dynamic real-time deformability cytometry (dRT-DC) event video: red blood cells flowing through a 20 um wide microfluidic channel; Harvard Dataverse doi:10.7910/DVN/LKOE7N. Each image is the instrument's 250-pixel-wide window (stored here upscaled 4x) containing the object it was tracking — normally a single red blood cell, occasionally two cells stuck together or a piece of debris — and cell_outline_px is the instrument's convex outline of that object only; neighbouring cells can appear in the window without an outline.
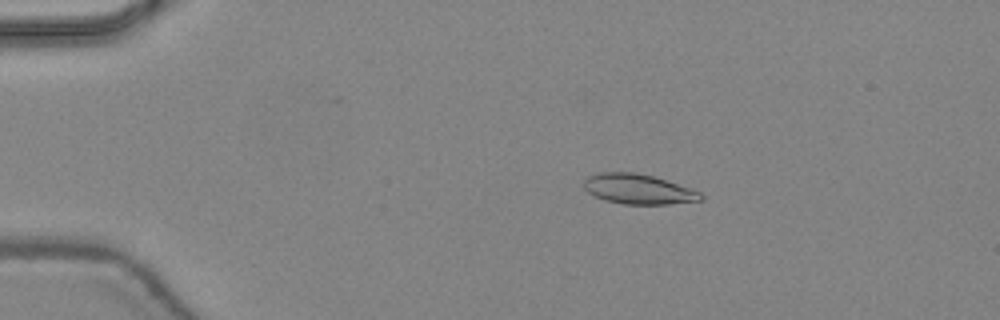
{"species": "common noctule bat (a hibernating species)", "species_latin": "Nyctalus noctula", "temperature_condition": "warm", "stored_images_in_passage": 47, "camera_frame_rate_fps": 3000, "um_per_image_px": 0.085, "animal": {"sex": "female", "body_mass_g": 24.6, "forearm_length_mm": 56.2}, "frame": {"image": 1, "passage_image": 10, "time_ms": 3.0, "image_size_px": [1000, 320], "cell_outline_px": [[704, 200], [668, 204], [624, 204], [604, 200], [588, 192], [584, 188], [584, 180], [588, 176], [596, 172], [636, 172], [652, 176], [700, 192], [704, 196]], "centroid_in_image_um": [54.23, 16.07], "position_along_channel_um": 30.8, "area_um2": 20.29}}
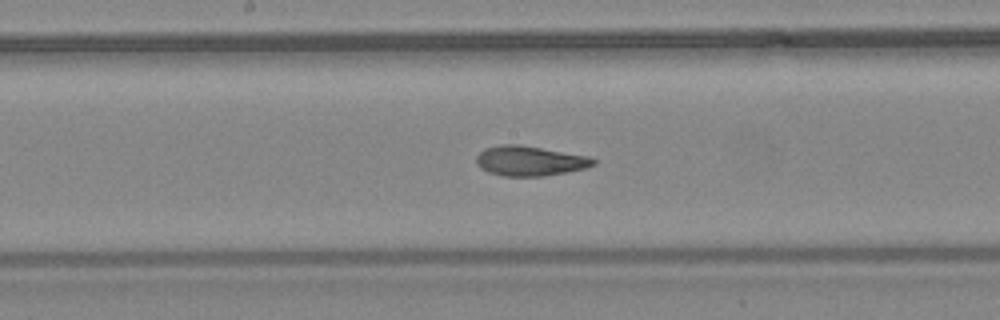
{"frame": {"image": 2, "passage_image": 26, "time_ms": 8.333, "image_size_px": [1000, 320], "cell_outline_px": [[596, 164], [584, 168], [568, 172], [544, 176], [504, 176], [488, 172], [480, 168], [476, 164], [476, 156], [484, 148], [500, 144], [516, 144], [588, 156], [596, 160]], "centroid_in_image_um": [45.0, 13.68], "position_along_channel_um": 203.2, "area_um2": 20.35}}
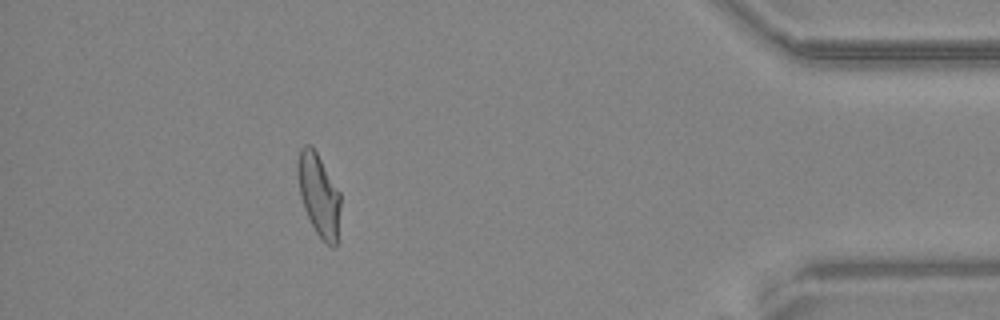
{"frame": {"image": 3, "passage_image": 43, "time_ms": 14.0, "image_size_px": [1000, 320], "cell_outline_px": [[340, 208], [336, 244], [332, 248], [316, 232], [304, 208], [300, 196], [296, 172], [296, 164], [300, 148], [304, 144], [312, 144], [340, 192]], "centroid_in_image_um": [27.07, 16.49], "position_along_channel_um": 408.1, "area_um2": 20.58}, "authors_computed_cell_mechanics": {"area_um2": 20.808, "velocity_mm_per_s": 4.4644, "shape_relaxation_time_tau1_ms": 11.1412, "shape_relaxation_time_tau2_ms": 1.106, "deformation_change_tau1": 0.3243, "deformation_change_tau2": 0.0846}}